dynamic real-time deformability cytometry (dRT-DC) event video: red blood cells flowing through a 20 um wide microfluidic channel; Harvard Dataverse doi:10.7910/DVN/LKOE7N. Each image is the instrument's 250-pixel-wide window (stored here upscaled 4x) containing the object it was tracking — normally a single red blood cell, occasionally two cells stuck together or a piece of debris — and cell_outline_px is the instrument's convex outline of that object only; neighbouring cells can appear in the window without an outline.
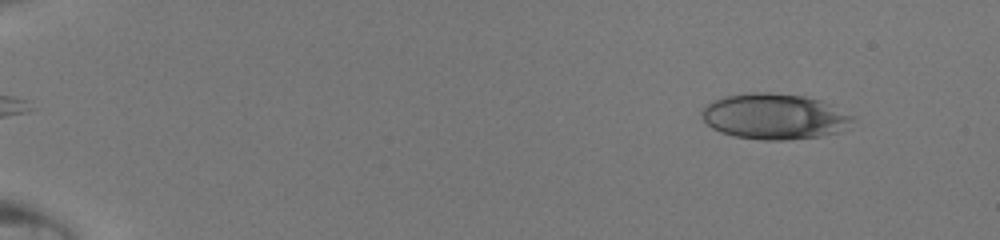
{"species": "human", "species_latin": "Homo sapiens", "temperature_condition": "room temperature", "stored_images_in_passage": 48, "camera_frame_rate_fps": 3000, "um_per_image_px": 0.085, "donor": {"sex": "male"}, "frame": {"image": 1, "passage_image": 5, "time_ms": 1.333, "image_size_px": [1000, 240], "cell_outline_px": [[852, 120], [836, 132], [816, 136], [784, 140], [764, 140], [736, 136], [720, 132], [712, 128], [700, 116], [700, 112], [708, 104], [716, 100], [728, 96], [752, 92], [768, 92], [804, 96], [820, 100], [852, 116]], "centroid_in_image_um": [65.75, 9.89], "position_along_channel_um": 19.3, "area_um2": 39.25}}
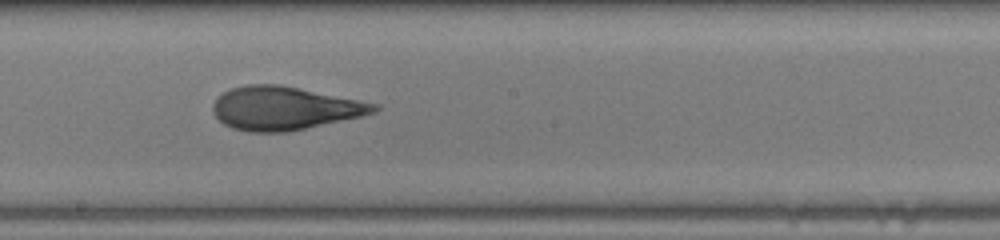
{"frame": {"image": 2, "passage_image": 29, "time_ms": 9.333, "image_size_px": [1000, 240], "cell_outline_px": [[380, 108], [376, 112], [364, 116], [288, 132], [248, 132], [232, 128], [224, 124], [212, 112], [212, 104], [224, 92], [232, 88], [248, 84], [280, 84], [380, 104]], "centroid_in_image_um": [24.21, 9.2], "position_along_channel_um": 224.0, "area_um2": 40.86}}
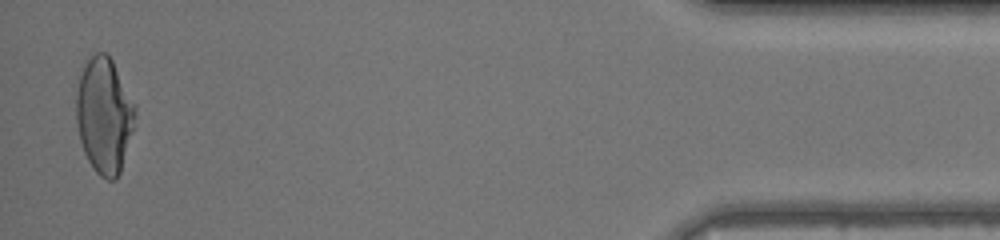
{"frame": {"image": 3, "passage_image": 47, "time_ms": 15.333, "image_size_px": [1000, 240], "cell_outline_px": [[136, 116], [120, 172], [116, 180], [108, 180], [100, 176], [96, 172], [88, 160], [84, 152], [80, 140], [76, 120], [76, 92], [80, 76], [84, 64], [96, 52], [104, 52], [112, 60], [136, 104]], "centroid_in_image_um": [8.86, 9.8], "position_along_channel_um": 426.3, "area_um2": 39.59}}